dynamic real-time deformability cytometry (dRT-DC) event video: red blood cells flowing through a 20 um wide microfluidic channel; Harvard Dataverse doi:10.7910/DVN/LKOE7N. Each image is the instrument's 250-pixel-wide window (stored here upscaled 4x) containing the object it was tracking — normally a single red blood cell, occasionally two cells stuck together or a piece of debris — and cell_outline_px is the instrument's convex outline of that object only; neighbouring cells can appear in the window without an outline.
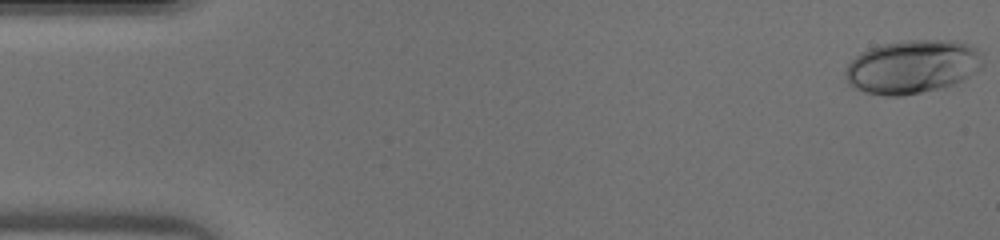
{"species": "human", "species_latin": "Homo sapiens", "temperature_condition": "warm", "stored_images_in_passage": 46, "camera_frame_rate_fps": 3000, "um_per_image_px": 0.085, "donor": {"sex": "male"}, "frame": {"image": 1, "passage_image": 1, "time_ms": 0.0, "image_size_px": [1000, 240], "cell_outline_px": [[984, 64], [976, 72], [956, 84], [944, 88], [900, 96], [884, 96], [864, 92], [848, 84], [844, 76], [844, 68], [860, 52], [868, 48], [880, 44], [900, 40], [956, 40], [968, 44], [976, 48]], "centroid_in_image_um": [77.53, 5.67], "position_along_channel_um": 7.5, "area_um2": 43.47}}
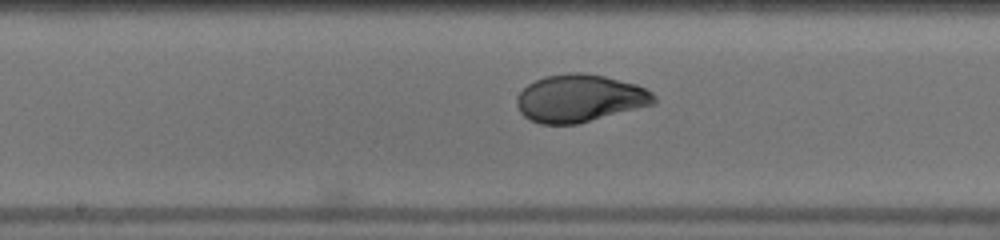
{"frame": {"image": 2, "passage_image": 24, "time_ms": 7.667, "image_size_px": [1000, 240], "cell_outline_px": [[656, 104], [576, 124], [540, 124], [524, 116], [520, 112], [516, 104], [516, 96], [528, 84], [544, 76], [568, 72], [584, 72], [604, 76], [636, 84], [652, 92], [656, 96]], "centroid_in_image_um": [49.28, 8.35], "position_along_channel_um": 198.9, "area_um2": 38.15}}
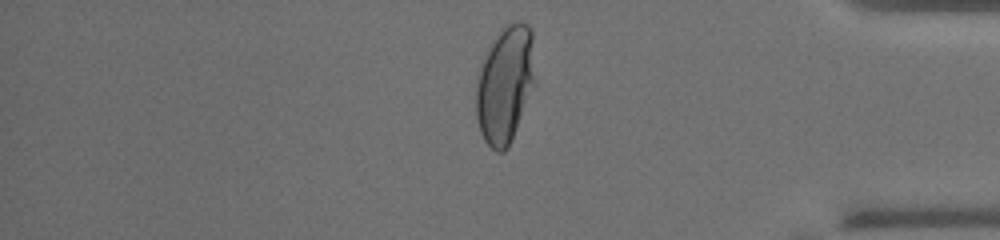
{"frame": {"image": 3, "passage_image": 39, "time_ms": 12.667, "image_size_px": [1000, 240], "cell_outline_px": [[536, 84], [512, 140], [508, 148], [504, 152], [496, 152], [484, 140], [480, 132], [476, 116], [476, 84], [480, 68], [484, 56], [492, 40], [504, 24], [512, 20], [520, 20], [528, 24], [532, 32]], "centroid_in_image_um": [42.95, 7.15], "position_along_channel_um": 392.2, "area_um2": 41.15}}